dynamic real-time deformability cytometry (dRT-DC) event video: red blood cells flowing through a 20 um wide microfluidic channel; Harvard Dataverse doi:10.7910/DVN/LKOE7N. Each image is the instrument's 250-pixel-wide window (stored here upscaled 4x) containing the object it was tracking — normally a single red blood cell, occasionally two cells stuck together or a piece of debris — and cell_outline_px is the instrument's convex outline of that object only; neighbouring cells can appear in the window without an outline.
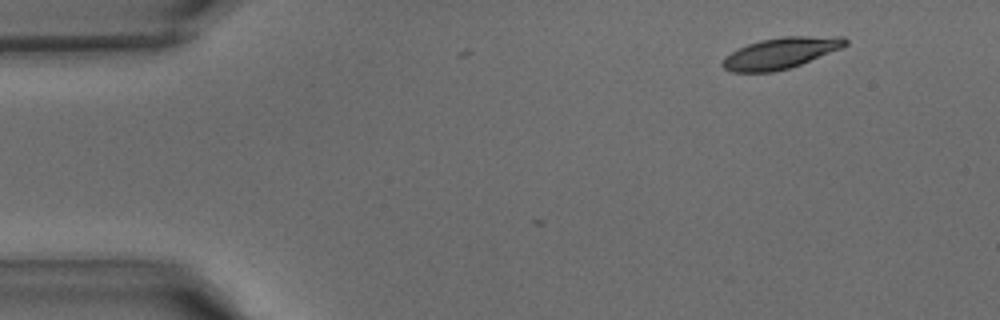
{"species": "common noctule bat (a hibernating species)", "species_latin": "Nyctalus noctula", "temperature_condition": "warm", "stored_images_in_passage": 36, "camera_frame_rate_fps": 3000, "um_per_image_px": 0.085, "animal": {"sex": "male", "body_mass_g": 15.6}, "frame": {"image": 1, "passage_image": 1, "time_ms": 0.0, "image_size_px": [1000, 320], "cell_outline_px": [[848, 44], [840, 48], [800, 64], [788, 68], [772, 72], [732, 72], [724, 68], [720, 64], [724, 56], [748, 44], [760, 40], [784, 36], [844, 36], [848, 40]], "centroid_in_image_um": [66.34, 4.5], "position_along_channel_um": 18.7, "area_um2": 22.08}}
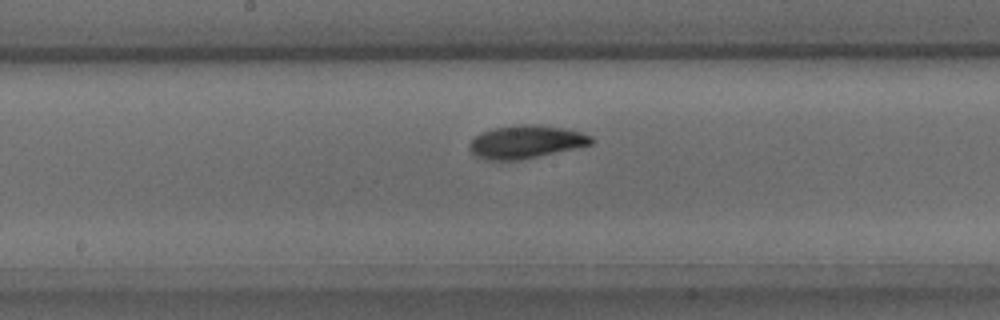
{"frame": {"image": 2, "passage_image": 18, "time_ms": 5.667, "image_size_px": [1000, 320], "cell_outline_px": [[596, 140], [592, 144], [520, 160], [484, 160], [476, 156], [468, 148], [472, 140], [480, 132], [492, 128], [520, 124], [536, 124], [564, 128], [580, 132], [592, 136]], "centroid_in_image_um": [44.69, 12.05], "position_along_channel_um": 203.5, "area_um2": 23.47}}
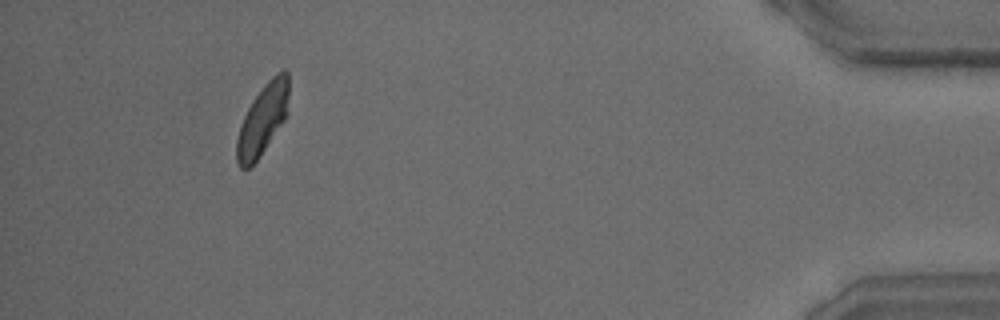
{"frame": {"image": 3, "passage_image": 35, "time_ms": 11.333, "image_size_px": [1000, 320], "cell_outline_px": [[288, 112], [284, 120], [256, 160], [248, 168], [240, 168], [236, 160], [236, 140], [244, 116], [252, 100], [264, 84], [276, 72], [284, 68], [288, 72]], "centroid_in_image_um": [22.33, 10.11], "position_along_channel_um": 412.9, "area_um2": 21.15}}